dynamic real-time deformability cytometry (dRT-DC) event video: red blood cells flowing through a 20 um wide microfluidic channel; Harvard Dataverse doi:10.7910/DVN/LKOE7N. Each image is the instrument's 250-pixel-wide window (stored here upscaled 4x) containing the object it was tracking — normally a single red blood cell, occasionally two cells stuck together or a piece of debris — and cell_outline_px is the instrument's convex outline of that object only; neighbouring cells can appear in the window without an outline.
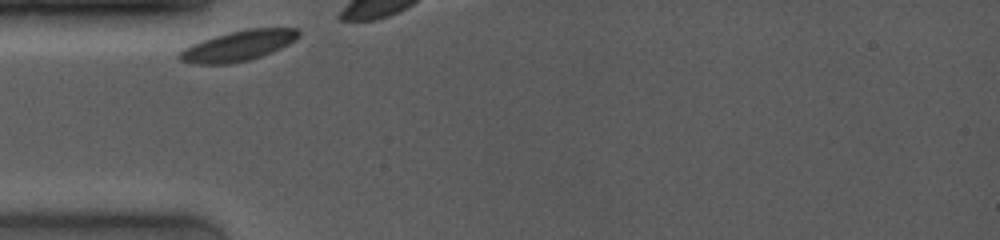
{"species": "common noctule bat (a hibernating species)", "species_latin": "Nyctalus noctula", "temperature_condition": "room temperature", "stored_images_in_passage": 5, "camera_frame_rate_fps": 4000, "um_per_image_px": 0.085, "animal": {"sex": "female", "body_mass_g": 19.0, "forearm_length_mm": 53.3}, "frame": {"image": 1, "passage_image": 1, "time_ms": 0.0, "image_size_px": [1000, 240], "cell_outline_px": [[300, 36], [288, 44], [272, 52], [248, 60], [232, 64], [196, 64], [180, 60], [176, 56], [184, 48], [192, 44], [228, 32], [248, 28], [296, 28], [300, 32]], "centroid_in_image_um": [20.25, 3.89], "position_along_channel_um": 64.8, "area_um2": 20.92}}